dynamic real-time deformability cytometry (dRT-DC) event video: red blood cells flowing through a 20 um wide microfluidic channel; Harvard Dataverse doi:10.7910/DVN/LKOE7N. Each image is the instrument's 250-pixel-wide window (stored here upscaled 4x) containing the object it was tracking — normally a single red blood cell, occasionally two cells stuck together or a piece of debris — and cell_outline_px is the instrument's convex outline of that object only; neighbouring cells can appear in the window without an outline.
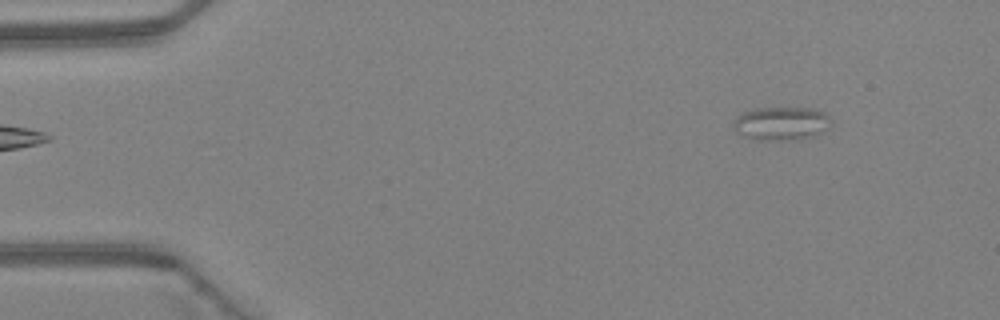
{"species": "Egyptian fruit bat (a non-hibernating species)", "species_latin": "Rousettus aegyptiacus", "temperature_condition": "warm", "stored_images_in_passage": 4, "camera_frame_rate_fps": 3000, "um_per_image_px": 0.085, "animal": {"sex": "female"}, "frame": {"image": 1, "passage_image": 4, "time_ms": 1.0, "image_size_px": [1000, 320], "cell_outline_px": [[832, 120], [828, 128], [816, 136], [796, 140], [756, 140], [740, 136], [732, 128], [732, 124], [736, 116], [744, 112], [756, 108], [812, 108], [824, 112]], "centroid_in_image_um": [66.39, 10.51], "position_along_channel_um": 18.6, "area_um2": 19.48}}